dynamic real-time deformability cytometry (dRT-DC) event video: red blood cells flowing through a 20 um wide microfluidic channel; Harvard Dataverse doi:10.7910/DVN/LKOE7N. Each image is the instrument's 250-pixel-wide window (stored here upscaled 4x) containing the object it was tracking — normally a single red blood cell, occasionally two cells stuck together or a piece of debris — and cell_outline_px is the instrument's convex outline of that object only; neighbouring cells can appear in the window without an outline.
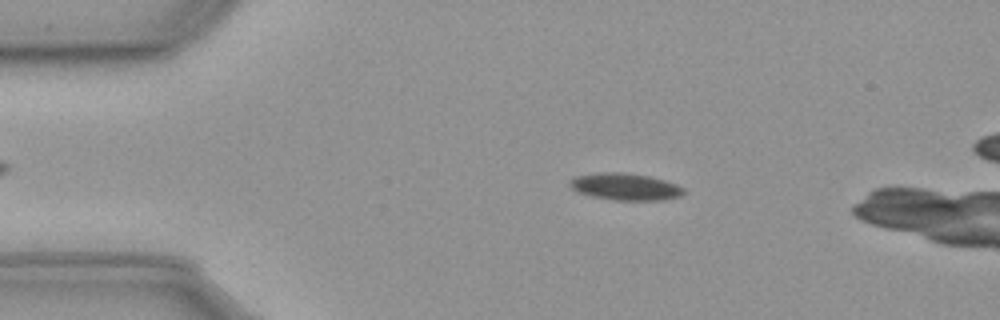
{"species": "common noctule bat (a hibernating species)", "species_latin": "Nyctalus noctula", "temperature_condition": "cold", "stored_images_in_passage": 48, "camera_frame_rate_fps": 3000, "um_per_image_px": 0.085, "animal": {"sex": "male", "body_mass_g": 23.1, "forearm_length_mm": 52.7}, "frame": {"image": 1, "passage_image": 10, "time_ms": 3.0, "image_size_px": [1000, 320], "cell_outline_px": [[684, 192], [680, 196], [660, 200], [616, 200], [592, 196], [580, 192], [572, 188], [568, 184], [576, 176], [600, 172], [624, 172], [648, 176], [664, 180], [676, 184], [684, 188]], "centroid_in_image_um": [53.16, 15.86], "position_along_channel_um": 31.8, "area_um2": 17.63}}
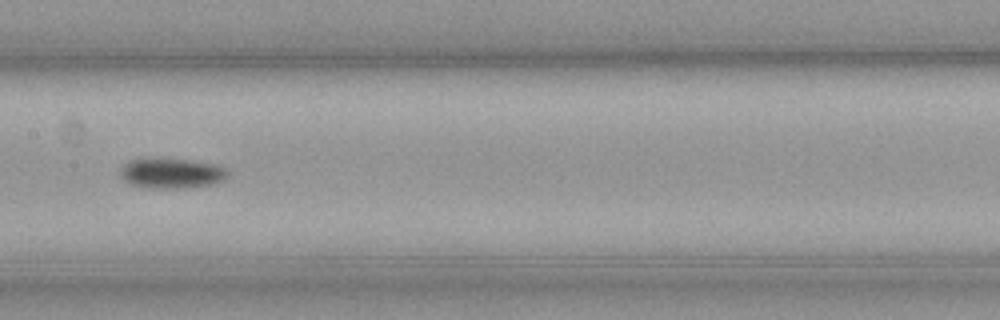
{"frame": {"image": 2, "passage_image": 27, "time_ms": 8.667, "image_size_px": [1000, 320], "cell_outline_px": [[228, 176], [224, 180], [212, 184], [184, 188], [148, 188], [128, 184], [120, 176], [120, 168], [128, 160], [188, 160], [216, 164], [224, 168], [228, 172]], "centroid_in_image_um": [14.57, 14.76], "position_along_channel_um": 192.8, "area_um2": 18.61}}
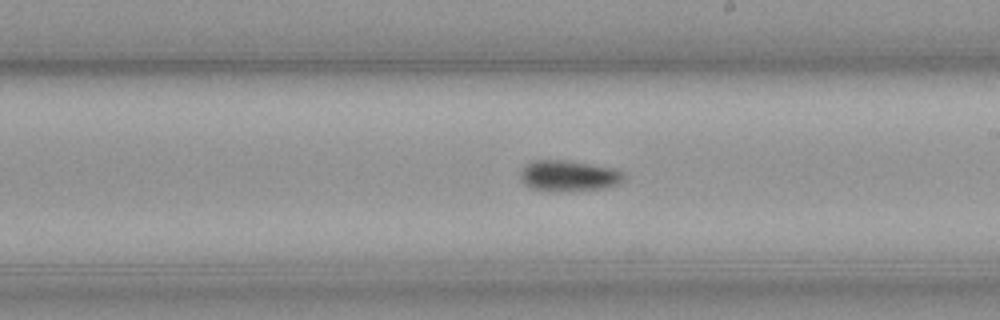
{"frame": {"image": 3, "passage_image": 31, "time_ms": 10.0, "image_size_px": [1000, 320], "cell_outline_px": [[624, 180], [620, 184], [604, 188], [532, 188], [520, 176], [520, 172], [524, 164], [532, 160], [564, 160], [612, 168], [620, 172], [624, 176]], "centroid_in_image_um": [48.35, 14.87], "position_along_channel_um": 240.7, "area_um2": 17.4}, "authors_computed_cell_mechanics": {"area_um2": 17.5423, "velocity_mm_per_s": 3.5981, "shape_relaxation_time_tau1_ms": 2.8669, "shape_relaxation_time_tau2_ms": null, "deformation_change_tau1": 0.0914, "deformation_change_tau2": null}}